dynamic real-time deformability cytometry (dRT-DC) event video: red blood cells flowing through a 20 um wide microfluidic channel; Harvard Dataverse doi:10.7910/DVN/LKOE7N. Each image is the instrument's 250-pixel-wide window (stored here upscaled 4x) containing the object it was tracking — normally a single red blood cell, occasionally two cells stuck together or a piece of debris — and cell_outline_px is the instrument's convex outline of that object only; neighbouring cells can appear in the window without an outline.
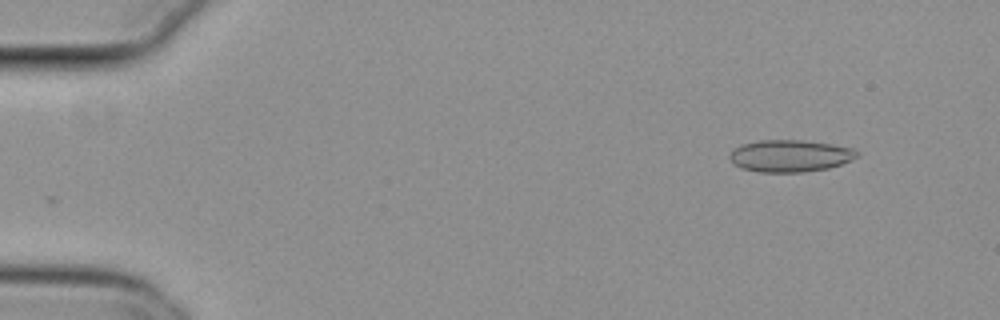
{"species": "common noctule bat (a hibernating species)", "species_latin": "Nyctalus noctula", "temperature_condition": "cold", "stored_images_in_passage": 16, "camera_frame_rate_fps": 3000, "um_per_image_px": 0.085, "animal": {"sex": "female", "body_mass_g": 29.2, "forearm_length_mm": 56.3}, "frame": {"image": 1, "passage_image": 4, "time_ms": 1.0, "image_size_px": [1000, 320], "cell_outline_px": [[860, 156], [840, 164], [828, 168], [804, 172], [760, 172], [740, 168], [728, 156], [740, 144], [760, 140], [804, 140], [832, 144], [852, 148], [860, 152]], "centroid_in_image_um": [67.18, 13.24], "position_along_channel_um": 17.8, "area_um2": 23.76}}